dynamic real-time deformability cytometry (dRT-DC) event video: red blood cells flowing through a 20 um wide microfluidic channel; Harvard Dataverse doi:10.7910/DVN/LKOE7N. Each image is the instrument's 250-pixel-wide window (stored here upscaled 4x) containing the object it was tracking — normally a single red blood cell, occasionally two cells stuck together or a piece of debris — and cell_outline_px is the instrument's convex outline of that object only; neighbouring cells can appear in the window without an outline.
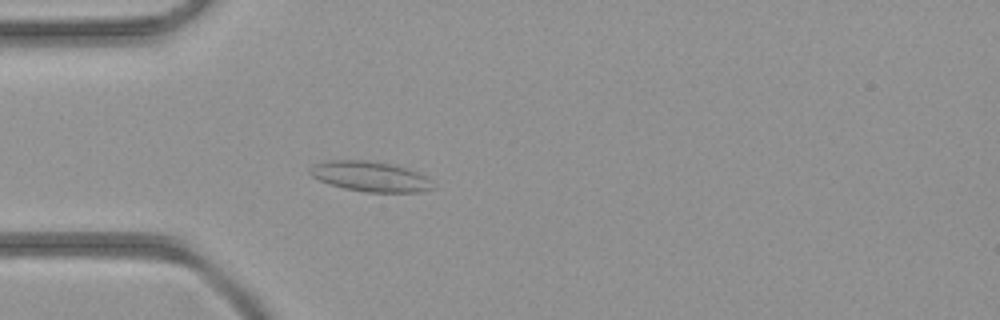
{"species": "common noctule bat (a hibernating species)", "species_latin": "Nyctalus noctula", "temperature_condition": "room temperature", "stored_images_in_passage": 36, "camera_frame_rate_fps": 3000, "um_per_image_px": 0.085, "animal": {"sex": "female", "body_mass_g": 21.9}, "frame": {"image": 1, "passage_image": 5, "time_ms": 1.333, "image_size_px": [1000, 320], "cell_outline_px": [[436, 188], [424, 192], [364, 192], [344, 188], [320, 180], [312, 176], [308, 172], [308, 168], [316, 164], [332, 160], [364, 160], [392, 164], [416, 172], [432, 180]], "centroid_in_image_um": [31.51, 15.01], "position_along_channel_um": 53.5, "area_um2": 21.5}}
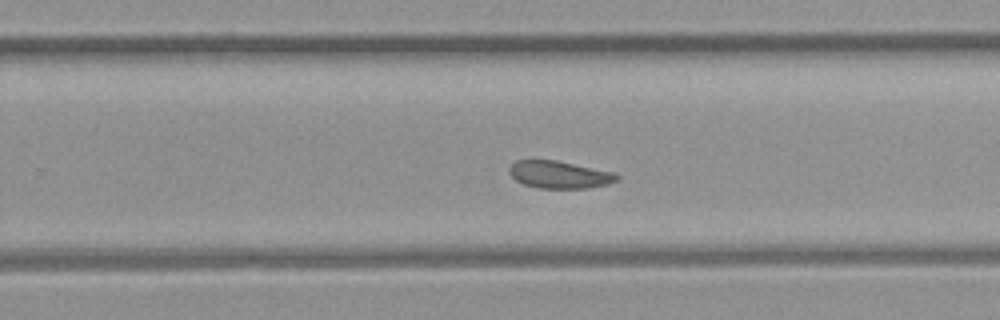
{"frame": {"image": 2, "passage_image": 20, "time_ms": 6.333, "image_size_px": [1000, 320], "cell_outline_px": [[620, 176], [616, 180], [608, 184], [588, 188], [540, 188], [524, 184], [516, 180], [508, 172], [508, 168], [516, 160], [556, 160], [616, 172]], "centroid_in_image_um": [47.56, 14.84], "position_along_channel_um": 282.2, "area_um2": 17.22}}
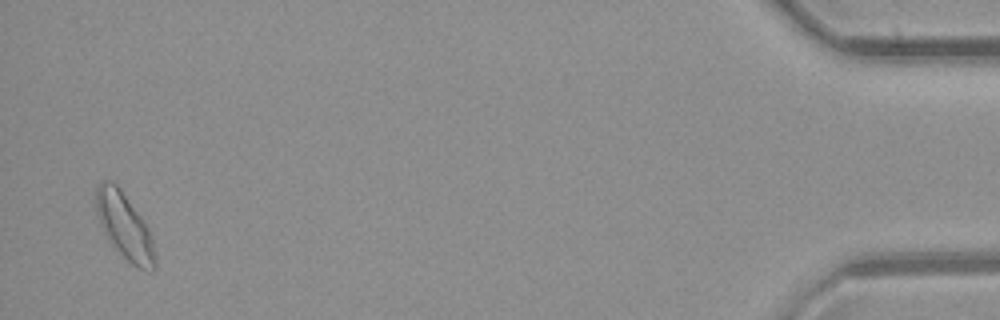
{"frame": {"image": 3, "passage_image": 35, "time_ms": 11.333, "image_size_px": [1000, 320], "cell_outline_px": [[156, 268], [152, 272], [140, 268], [132, 264], [108, 240], [100, 224], [96, 204], [96, 188], [104, 180], [112, 180], [120, 188], [148, 228], [152, 236], [156, 260]], "centroid_in_image_um": [10.6, 19.24], "position_along_channel_um": 424.6, "area_um2": 22.25}}